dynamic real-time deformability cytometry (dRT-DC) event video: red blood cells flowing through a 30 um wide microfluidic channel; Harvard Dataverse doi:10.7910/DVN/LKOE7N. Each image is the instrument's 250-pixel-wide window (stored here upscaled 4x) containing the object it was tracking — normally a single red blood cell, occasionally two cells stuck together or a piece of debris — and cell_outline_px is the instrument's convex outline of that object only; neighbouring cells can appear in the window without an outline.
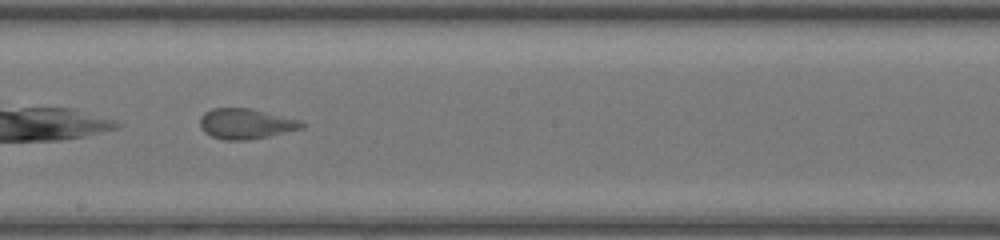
{"species": "common noctule bat (a hibernating species)", "species_latin": "Nyctalus noctula", "temperature_condition": "warm", "stored_images_in_passage": 27, "camera_frame_rate_fps": 3000, "um_per_image_px": 0.085, "animal": {"sex": "female", "body_mass_g": 17.0, "forearm_length_mm": 48.0}, "frame": {"image": 1, "passage_image": 12, "time_ms": 3.667, "image_size_px": [1000, 240], "cell_outline_px": [[304, 128], [268, 136], [248, 140], [224, 140], [212, 136], [204, 132], [200, 128], [200, 116], [204, 112], [212, 108], [252, 108], [300, 120], [304, 124]], "centroid_in_image_um": [20.87, 10.51], "position_along_channel_um": 227.3, "area_um2": 18.09}}